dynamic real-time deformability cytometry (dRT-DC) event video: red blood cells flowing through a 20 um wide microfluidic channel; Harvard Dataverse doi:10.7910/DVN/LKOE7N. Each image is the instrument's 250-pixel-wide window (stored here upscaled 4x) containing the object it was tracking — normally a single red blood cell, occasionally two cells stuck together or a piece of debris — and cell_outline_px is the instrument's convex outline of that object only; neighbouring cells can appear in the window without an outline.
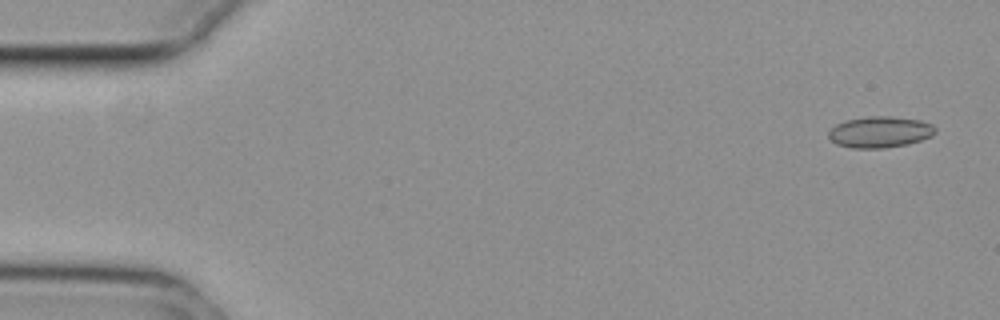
{"species": "common noctule bat (a hibernating species)", "species_latin": "Nyctalus noctula", "temperature_condition": "cold", "stored_images_in_passage": 17, "camera_frame_rate_fps": 3000, "um_per_image_px": 0.085, "animal": {"sex": "female", "body_mass_g": 29.2, "forearm_length_mm": 56.3}, "frame": {"image": 1, "passage_image": 3, "time_ms": 0.667, "image_size_px": [1000, 320], "cell_outline_px": [[936, 132], [932, 136], [908, 144], [884, 148], [852, 148], [836, 144], [828, 136], [828, 132], [836, 124], [844, 120], [868, 116], [892, 116], [920, 120], [932, 124], [936, 128]], "centroid_in_image_um": [74.8, 11.21], "position_along_channel_um": 10.2, "area_um2": 19.54}}
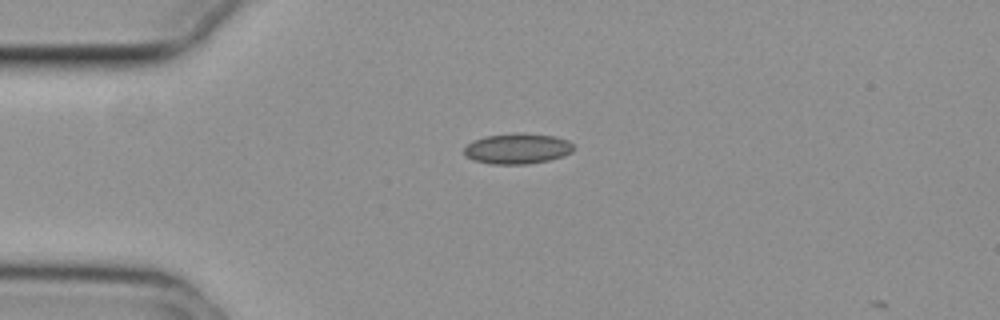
{"frame": {"image": 2, "passage_image": 14, "time_ms": 4.333, "image_size_px": [1000, 320], "cell_outline_px": [[572, 152], [564, 156], [548, 160], [528, 164], [492, 164], [472, 160], [464, 156], [464, 148], [472, 140], [484, 136], [516, 132], [524, 132], [556, 136], [568, 140], [572, 144]], "centroid_in_image_um": [43.95, 12.62], "position_along_channel_um": 41.0, "area_um2": 19.83}}